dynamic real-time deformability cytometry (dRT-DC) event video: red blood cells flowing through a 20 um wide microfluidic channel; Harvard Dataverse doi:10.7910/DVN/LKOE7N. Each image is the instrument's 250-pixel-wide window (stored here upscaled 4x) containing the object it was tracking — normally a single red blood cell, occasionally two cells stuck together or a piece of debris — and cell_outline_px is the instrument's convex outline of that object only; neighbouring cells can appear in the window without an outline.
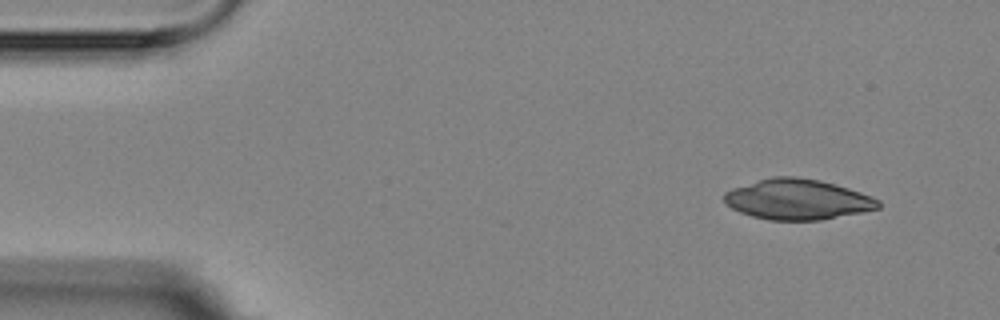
{"species": "Egyptian fruit bat (a non-hibernating species)", "species_latin": "Rousettus aegyptiacus", "temperature_condition": "room temperature", "stored_images_in_passage": 4, "camera_frame_rate_fps": 3000, "um_per_image_px": 0.085, "animal": {"sex": "female"}, "frame": {"image": 1, "passage_image": 1, "time_ms": 0.0, "image_size_px": [1000, 320], "cell_outline_px": [[880, 208], [820, 220], [768, 220], [752, 216], [740, 212], [732, 208], [724, 200], [724, 192], [732, 188], [772, 176], [796, 176], [820, 180], [836, 184], [872, 196], [880, 200]], "centroid_in_image_um": [67.79, 16.94], "position_along_channel_um": 17.2, "area_um2": 36.24}}